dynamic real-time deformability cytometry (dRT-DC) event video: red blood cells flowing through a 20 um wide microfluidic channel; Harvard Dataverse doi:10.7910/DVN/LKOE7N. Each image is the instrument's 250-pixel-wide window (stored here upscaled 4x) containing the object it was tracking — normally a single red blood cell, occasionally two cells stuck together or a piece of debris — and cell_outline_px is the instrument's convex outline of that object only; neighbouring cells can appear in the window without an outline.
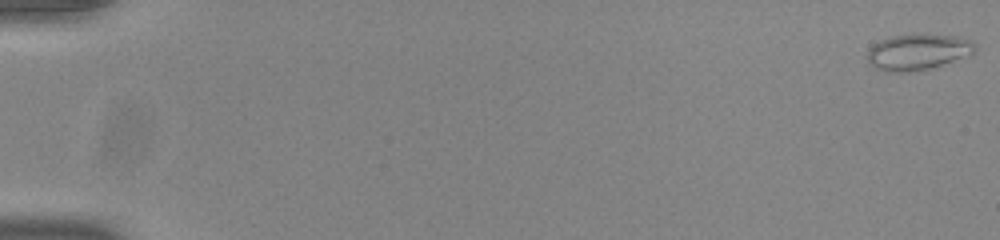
{"species": "common noctule bat (a hibernating species)", "species_latin": "Nyctalus noctula", "temperature_condition": "room temperature", "stored_images_in_passage": 55, "camera_frame_rate_fps": 3000, "um_per_image_px": 0.085, "animal": {"sex": "male", "body_mass_g": 20.0, "forearm_length_mm": 53.3}, "frame": {"image": 1, "passage_image": 1, "time_ms": 0.0, "image_size_px": [1000, 240], "cell_outline_px": [[976, 48], [972, 52], [932, 68], [912, 72], [884, 72], [872, 68], [868, 60], [868, 48], [872, 44], [880, 40], [892, 36], [916, 32], [960, 36], [972, 40], [976, 44]], "centroid_in_image_um": [77.96, 4.39], "position_along_channel_um": 7.0, "area_um2": 23.12}}
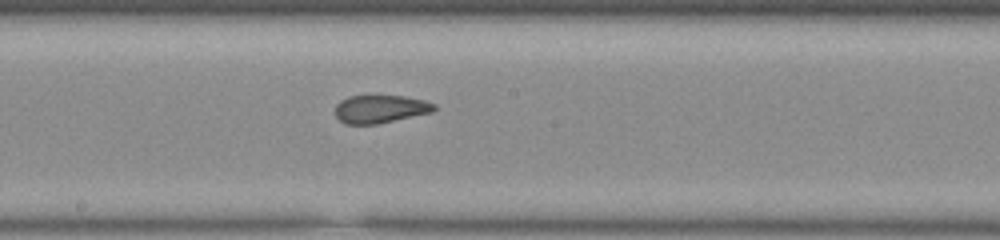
{"frame": {"image": 2, "passage_image": 31, "time_ms": 10.0, "image_size_px": [1000, 240], "cell_outline_px": [[436, 108], [432, 112], [376, 124], [344, 124], [336, 116], [336, 104], [340, 100], [348, 96], [372, 92], [404, 96], [424, 100], [436, 104]], "centroid_in_image_um": [32.29, 9.2], "position_along_channel_um": 215.9, "area_um2": 16.88}}
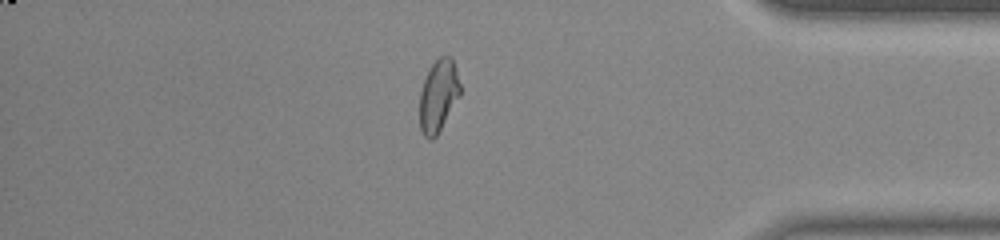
{"frame": {"image": 3, "passage_image": 47, "time_ms": 15.333, "image_size_px": [1000, 240], "cell_outline_px": [[460, 96], [436, 136], [432, 140], [428, 140], [424, 136], [420, 128], [420, 92], [424, 80], [432, 64], [440, 56], [452, 56], [460, 84]], "centroid_in_image_um": [37.26, 8.14], "position_along_channel_um": 397.9, "area_um2": 16.94}}